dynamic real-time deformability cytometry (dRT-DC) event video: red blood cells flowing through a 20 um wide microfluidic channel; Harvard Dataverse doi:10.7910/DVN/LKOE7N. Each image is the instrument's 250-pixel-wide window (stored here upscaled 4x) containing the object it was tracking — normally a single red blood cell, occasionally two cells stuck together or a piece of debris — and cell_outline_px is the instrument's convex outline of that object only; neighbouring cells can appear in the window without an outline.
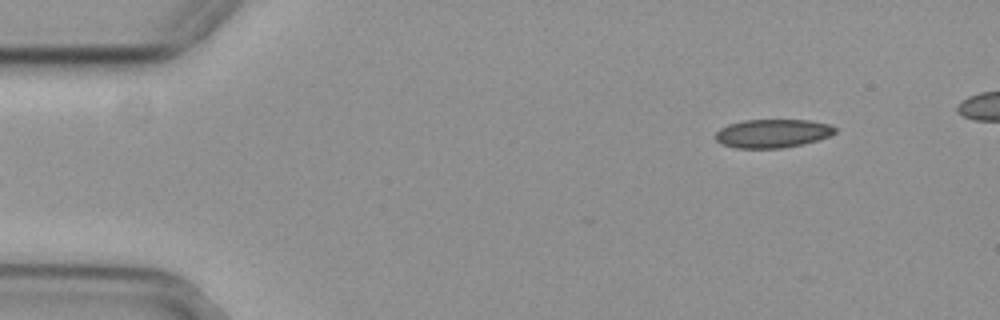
{"species": "common noctule bat (a hibernating species)", "species_latin": "Nyctalus noctula", "temperature_condition": "cold", "stored_images_in_passage": 5, "camera_frame_rate_fps": 3000, "um_per_image_px": 0.085, "animal": {"sex": "female", "body_mass_g": 29.2, "forearm_length_mm": 56.3}, "frame": {"image": 1, "passage_image": 1, "time_ms": 0.0, "image_size_px": [1000, 320], "cell_outline_px": [[836, 132], [828, 136], [816, 140], [784, 148], [736, 148], [720, 144], [716, 140], [716, 132], [720, 128], [728, 124], [744, 120], [808, 120], [828, 124], [836, 128]], "centroid_in_image_um": [65.62, 11.34], "position_along_channel_um": 19.4, "area_um2": 19.77}}